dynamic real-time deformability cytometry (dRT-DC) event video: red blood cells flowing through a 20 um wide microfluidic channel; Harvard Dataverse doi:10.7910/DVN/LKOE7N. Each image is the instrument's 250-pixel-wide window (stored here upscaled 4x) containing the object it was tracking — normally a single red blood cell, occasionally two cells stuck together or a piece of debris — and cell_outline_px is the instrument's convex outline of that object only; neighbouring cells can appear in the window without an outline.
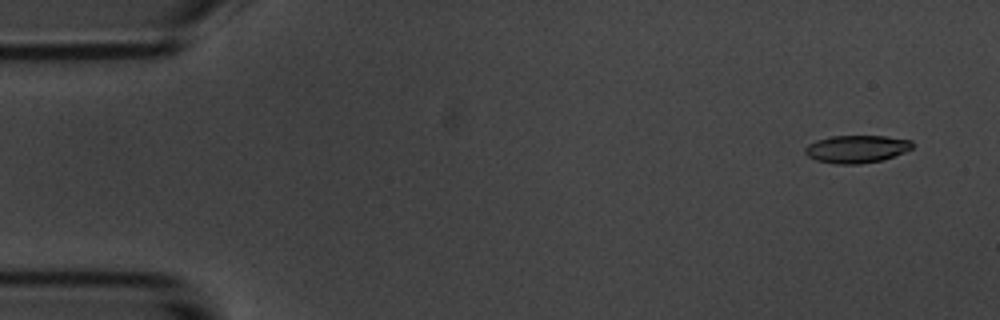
{"species": "common noctule bat (a hibernating species)", "species_latin": "Nyctalus noctula", "temperature_condition": "room temperature", "stored_images_in_passage": 5, "camera_frame_rate_fps": 3000, "um_per_image_px": 0.085, "animal": {"sex": "male", "body_mass_g": 20.1, "forearm_length_mm": 53.5}, "frame": {"image": 1, "passage_image": 1, "time_ms": 0.0, "image_size_px": [1000, 320], "cell_outline_px": [[912, 148], [904, 152], [880, 160], [860, 164], [836, 164], [816, 160], [808, 156], [804, 152], [804, 148], [808, 144], [816, 140], [832, 136], [884, 136], [912, 140]], "centroid_in_image_um": [72.77, 12.66], "position_along_channel_um": 12.2, "area_um2": 17.17}}